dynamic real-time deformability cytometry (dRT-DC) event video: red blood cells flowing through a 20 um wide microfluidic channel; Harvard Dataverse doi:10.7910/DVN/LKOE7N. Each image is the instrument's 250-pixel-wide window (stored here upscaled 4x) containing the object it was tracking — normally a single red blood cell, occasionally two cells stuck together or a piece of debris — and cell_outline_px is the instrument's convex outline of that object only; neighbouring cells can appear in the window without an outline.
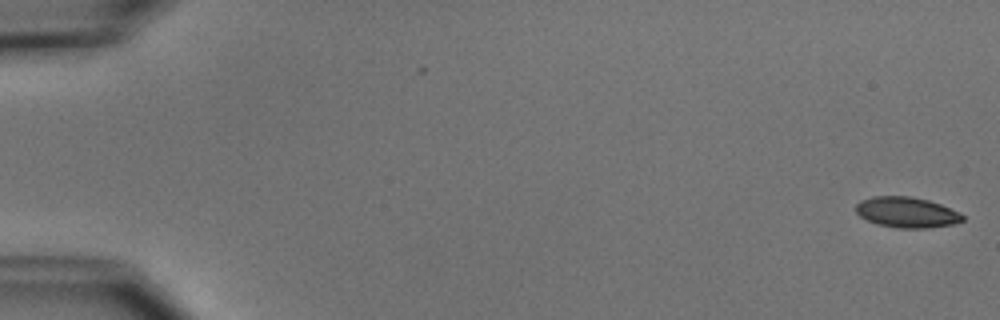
{"species": "common noctule bat (a hibernating species)", "species_latin": "Nyctalus noctula", "temperature_condition": "cold", "stored_images_in_passage": 5, "camera_frame_rate_fps": 3000, "um_per_image_px": 0.085, "animal": {"sex": "male", "body_mass_g": 15.6}, "frame": {"image": 1, "passage_image": 1, "time_ms": 0.0, "image_size_px": [1000, 320], "cell_outline_px": [[964, 220], [952, 224], [928, 228], [900, 228], [880, 224], [868, 220], [860, 216], [856, 212], [856, 204], [860, 200], [872, 196], [908, 196], [928, 200], [940, 204], [960, 212], [964, 216]], "centroid_in_image_um": [77.08, 18.04], "position_along_channel_um": 7.9, "area_um2": 18.9}}